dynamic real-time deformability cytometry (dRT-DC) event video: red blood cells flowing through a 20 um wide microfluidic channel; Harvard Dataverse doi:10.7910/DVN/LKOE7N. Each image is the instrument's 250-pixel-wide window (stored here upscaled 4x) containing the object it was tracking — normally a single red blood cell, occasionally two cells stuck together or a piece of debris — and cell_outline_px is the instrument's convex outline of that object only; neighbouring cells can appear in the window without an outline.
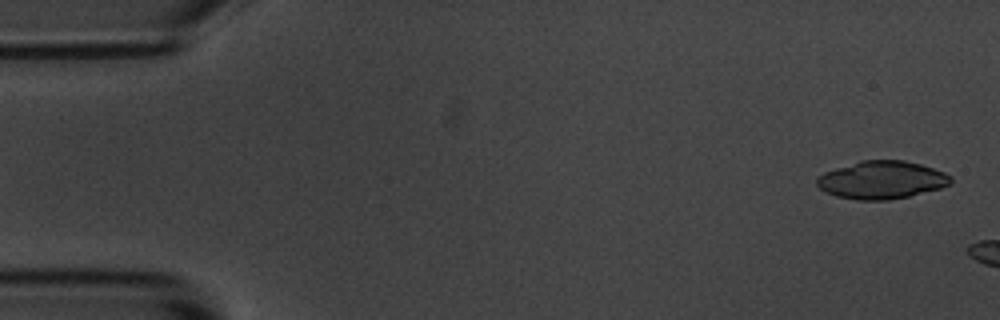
{"species": "common noctule bat (a hibernating species)", "species_latin": "Nyctalus noctula", "temperature_condition": "room temperature", "stored_images_in_passage": 3, "camera_frame_rate_fps": 3000, "um_per_image_px": 0.085, "animal": {"sex": "male", "body_mass_g": 20.1, "forearm_length_mm": 53.5}, "frame": {"image": 1, "passage_image": 1, "time_ms": 0.0, "image_size_px": [1000, 320], "cell_outline_px": [[952, 184], [940, 188], [908, 196], [888, 200], [856, 200], [836, 196], [824, 192], [816, 184], [816, 176], [824, 172], [860, 160], [904, 160], [920, 164], [944, 172], [952, 176]], "centroid_in_image_um": [74.92, 15.29], "position_along_channel_um": 10.1, "area_um2": 29.65}}